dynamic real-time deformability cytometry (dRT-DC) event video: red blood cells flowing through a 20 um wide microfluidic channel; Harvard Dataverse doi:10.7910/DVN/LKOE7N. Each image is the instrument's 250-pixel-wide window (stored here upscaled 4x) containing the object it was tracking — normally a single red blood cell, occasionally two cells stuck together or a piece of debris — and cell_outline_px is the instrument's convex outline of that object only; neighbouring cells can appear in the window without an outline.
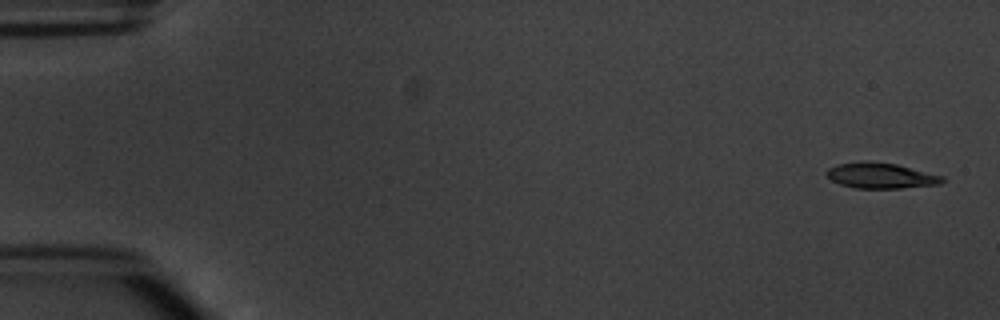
{"species": "common noctule bat (a hibernating species)", "species_latin": "Nyctalus noctula", "temperature_condition": "warm", "stored_images_in_passage": 5, "camera_frame_rate_fps": 3000, "um_per_image_px": 0.085, "animal": {"sex": "male", "body_mass_g": 20.1, "forearm_length_mm": 53.5}, "frame": {"image": 1, "passage_image": 1, "time_ms": 0.0, "image_size_px": [1000, 320], "cell_outline_px": [[944, 180], [940, 184], [900, 188], [856, 188], [840, 184], [832, 180], [824, 172], [828, 168], [840, 164], [864, 160], [896, 164], [944, 176]], "centroid_in_image_um": [74.86, 14.92], "position_along_channel_um": 10.1, "area_um2": 17.17}}